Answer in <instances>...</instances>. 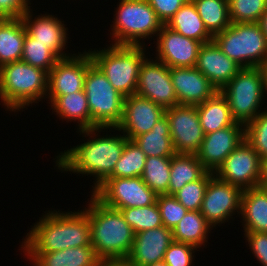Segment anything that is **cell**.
<instances>
[{"label": "cell", "mask_w": 267, "mask_h": 266, "mask_svg": "<svg viewBox=\"0 0 267 266\" xmlns=\"http://www.w3.org/2000/svg\"><path fill=\"white\" fill-rule=\"evenodd\" d=\"M231 23H257L267 9V0H228Z\"/></svg>", "instance_id": "obj_37"}, {"label": "cell", "mask_w": 267, "mask_h": 266, "mask_svg": "<svg viewBox=\"0 0 267 266\" xmlns=\"http://www.w3.org/2000/svg\"><path fill=\"white\" fill-rule=\"evenodd\" d=\"M221 51L242 68L267 64V39L257 23H231L213 36Z\"/></svg>", "instance_id": "obj_7"}, {"label": "cell", "mask_w": 267, "mask_h": 266, "mask_svg": "<svg viewBox=\"0 0 267 266\" xmlns=\"http://www.w3.org/2000/svg\"><path fill=\"white\" fill-rule=\"evenodd\" d=\"M259 187L267 188V158L261 160Z\"/></svg>", "instance_id": "obj_46"}, {"label": "cell", "mask_w": 267, "mask_h": 266, "mask_svg": "<svg viewBox=\"0 0 267 266\" xmlns=\"http://www.w3.org/2000/svg\"><path fill=\"white\" fill-rule=\"evenodd\" d=\"M84 92L94 127H117L123 117L124 99L93 63L86 72Z\"/></svg>", "instance_id": "obj_9"}, {"label": "cell", "mask_w": 267, "mask_h": 266, "mask_svg": "<svg viewBox=\"0 0 267 266\" xmlns=\"http://www.w3.org/2000/svg\"><path fill=\"white\" fill-rule=\"evenodd\" d=\"M47 90L48 72L43 69L22 60L0 67V100L11 113L39 103Z\"/></svg>", "instance_id": "obj_4"}, {"label": "cell", "mask_w": 267, "mask_h": 266, "mask_svg": "<svg viewBox=\"0 0 267 266\" xmlns=\"http://www.w3.org/2000/svg\"><path fill=\"white\" fill-rule=\"evenodd\" d=\"M240 217L243 232L267 233V188L258 186L242 191Z\"/></svg>", "instance_id": "obj_24"}, {"label": "cell", "mask_w": 267, "mask_h": 266, "mask_svg": "<svg viewBox=\"0 0 267 266\" xmlns=\"http://www.w3.org/2000/svg\"><path fill=\"white\" fill-rule=\"evenodd\" d=\"M197 249L190 244L173 241L166 250L163 261L167 266H193Z\"/></svg>", "instance_id": "obj_41"}, {"label": "cell", "mask_w": 267, "mask_h": 266, "mask_svg": "<svg viewBox=\"0 0 267 266\" xmlns=\"http://www.w3.org/2000/svg\"><path fill=\"white\" fill-rule=\"evenodd\" d=\"M23 252L33 266H100L102 262L96 256L91 244L55 252Z\"/></svg>", "instance_id": "obj_23"}, {"label": "cell", "mask_w": 267, "mask_h": 266, "mask_svg": "<svg viewBox=\"0 0 267 266\" xmlns=\"http://www.w3.org/2000/svg\"><path fill=\"white\" fill-rule=\"evenodd\" d=\"M169 121L174 151L179 154H197L204 132L200 125L197 106L177 105L165 109Z\"/></svg>", "instance_id": "obj_14"}, {"label": "cell", "mask_w": 267, "mask_h": 266, "mask_svg": "<svg viewBox=\"0 0 267 266\" xmlns=\"http://www.w3.org/2000/svg\"><path fill=\"white\" fill-rule=\"evenodd\" d=\"M195 67L219 91L242 69L238 63L221 51L214 40L202 44Z\"/></svg>", "instance_id": "obj_21"}, {"label": "cell", "mask_w": 267, "mask_h": 266, "mask_svg": "<svg viewBox=\"0 0 267 266\" xmlns=\"http://www.w3.org/2000/svg\"><path fill=\"white\" fill-rule=\"evenodd\" d=\"M31 0H0V18H20L31 6Z\"/></svg>", "instance_id": "obj_44"}, {"label": "cell", "mask_w": 267, "mask_h": 266, "mask_svg": "<svg viewBox=\"0 0 267 266\" xmlns=\"http://www.w3.org/2000/svg\"><path fill=\"white\" fill-rule=\"evenodd\" d=\"M213 227L200 211H188L172 229L173 241L190 244L196 248L205 247Z\"/></svg>", "instance_id": "obj_28"}, {"label": "cell", "mask_w": 267, "mask_h": 266, "mask_svg": "<svg viewBox=\"0 0 267 266\" xmlns=\"http://www.w3.org/2000/svg\"><path fill=\"white\" fill-rule=\"evenodd\" d=\"M146 48L110 44L101 50L87 51L113 88L126 98L136 93L140 66L148 54Z\"/></svg>", "instance_id": "obj_5"}, {"label": "cell", "mask_w": 267, "mask_h": 266, "mask_svg": "<svg viewBox=\"0 0 267 266\" xmlns=\"http://www.w3.org/2000/svg\"><path fill=\"white\" fill-rule=\"evenodd\" d=\"M250 251L261 266H267V233L244 232Z\"/></svg>", "instance_id": "obj_42"}, {"label": "cell", "mask_w": 267, "mask_h": 266, "mask_svg": "<svg viewBox=\"0 0 267 266\" xmlns=\"http://www.w3.org/2000/svg\"><path fill=\"white\" fill-rule=\"evenodd\" d=\"M206 172L197 155L175 153L171 157L168 195H174L185 184L197 181Z\"/></svg>", "instance_id": "obj_31"}, {"label": "cell", "mask_w": 267, "mask_h": 266, "mask_svg": "<svg viewBox=\"0 0 267 266\" xmlns=\"http://www.w3.org/2000/svg\"><path fill=\"white\" fill-rule=\"evenodd\" d=\"M261 158L244 139L217 168L214 175L242 190L259 186Z\"/></svg>", "instance_id": "obj_12"}, {"label": "cell", "mask_w": 267, "mask_h": 266, "mask_svg": "<svg viewBox=\"0 0 267 266\" xmlns=\"http://www.w3.org/2000/svg\"><path fill=\"white\" fill-rule=\"evenodd\" d=\"M206 29L214 36L231 25L228 0H192Z\"/></svg>", "instance_id": "obj_32"}, {"label": "cell", "mask_w": 267, "mask_h": 266, "mask_svg": "<svg viewBox=\"0 0 267 266\" xmlns=\"http://www.w3.org/2000/svg\"><path fill=\"white\" fill-rule=\"evenodd\" d=\"M214 175L207 171L200 179L185 184L173 196L188 210L200 211L209 179Z\"/></svg>", "instance_id": "obj_38"}, {"label": "cell", "mask_w": 267, "mask_h": 266, "mask_svg": "<svg viewBox=\"0 0 267 266\" xmlns=\"http://www.w3.org/2000/svg\"><path fill=\"white\" fill-rule=\"evenodd\" d=\"M147 266H167L166 263L162 260V261H158L156 263L153 264H149Z\"/></svg>", "instance_id": "obj_49"}, {"label": "cell", "mask_w": 267, "mask_h": 266, "mask_svg": "<svg viewBox=\"0 0 267 266\" xmlns=\"http://www.w3.org/2000/svg\"><path fill=\"white\" fill-rule=\"evenodd\" d=\"M156 203L160 210L163 225L171 230L188 212L173 195L160 194L157 196Z\"/></svg>", "instance_id": "obj_40"}, {"label": "cell", "mask_w": 267, "mask_h": 266, "mask_svg": "<svg viewBox=\"0 0 267 266\" xmlns=\"http://www.w3.org/2000/svg\"><path fill=\"white\" fill-rule=\"evenodd\" d=\"M165 115V109L137 94L124 99L123 117L117 128L129 140L152 130Z\"/></svg>", "instance_id": "obj_18"}, {"label": "cell", "mask_w": 267, "mask_h": 266, "mask_svg": "<svg viewBox=\"0 0 267 266\" xmlns=\"http://www.w3.org/2000/svg\"><path fill=\"white\" fill-rule=\"evenodd\" d=\"M261 26L262 32L264 33L266 39H267V9L266 11L262 14L259 22Z\"/></svg>", "instance_id": "obj_47"}, {"label": "cell", "mask_w": 267, "mask_h": 266, "mask_svg": "<svg viewBox=\"0 0 267 266\" xmlns=\"http://www.w3.org/2000/svg\"><path fill=\"white\" fill-rule=\"evenodd\" d=\"M133 141L146 157H172L176 153L166 115L156 122L151 131L135 137Z\"/></svg>", "instance_id": "obj_29"}, {"label": "cell", "mask_w": 267, "mask_h": 266, "mask_svg": "<svg viewBox=\"0 0 267 266\" xmlns=\"http://www.w3.org/2000/svg\"><path fill=\"white\" fill-rule=\"evenodd\" d=\"M92 194L104 205L117 210L155 204L158 196L141 177L107 178Z\"/></svg>", "instance_id": "obj_10"}, {"label": "cell", "mask_w": 267, "mask_h": 266, "mask_svg": "<svg viewBox=\"0 0 267 266\" xmlns=\"http://www.w3.org/2000/svg\"><path fill=\"white\" fill-rule=\"evenodd\" d=\"M219 92L227 99L232 118L246 125L265 103L262 67L242 68Z\"/></svg>", "instance_id": "obj_8"}, {"label": "cell", "mask_w": 267, "mask_h": 266, "mask_svg": "<svg viewBox=\"0 0 267 266\" xmlns=\"http://www.w3.org/2000/svg\"><path fill=\"white\" fill-rule=\"evenodd\" d=\"M46 212L22 239L21 252H55L91 244L90 222L82 209L74 212L51 209Z\"/></svg>", "instance_id": "obj_2"}, {"label": "cell", "mask_w": 267, "mask_h": 266, "mask_svg": "<svg viewBox=\"0 0 267 266\" xmlns=\"http://www.w3.org/2000/svg\"><path fill=\"white\" fill-rule=\"evenodd\" d=\"M31 8H29L20 18L26 29V33L36 39L37 42L46 44L47 47L59 58L72 56V53H66L69 43L68 28L64 21L54 15L41 14L34 17ZM34 18V19H33ZM66 46V48H65ZM65 49V50H64Z\"/></svg>", "instance_id": "obj_19"}, {"label": "cell", "mask_w": 267, "mask_h": 266, "mask_svg": "<svg viewBox=\"0 0 267 266\" xmlns=\"http://www.w3.org/2000/svg\"><path fill=\"white\" fill-rule=\"evenodd\" d=\"M172 242V230L164 225L141 231L135 234L132 249L127 259L138 266H147L162 261Z\"/></svg>", "instance_id": "obj_22"}, {"label": "cell", "mask_w": 267, "mask_h": 266, "mask_svg": "<svg viewBox=\"0 0 267 266\" xmlns=\"http://www.w3.org/2000/svg\"><path fill=\"white\" fill-rule=\"evenodd\" d=\"M46 98H49L46 101H49L52 111L54 110V114L61 120L77 122L78 131L92 128V118L84 91Z\"/></svg>", "instance_id": "obj_25"}, {"label": "cell", "mask_w": 267, "mask_h": 266, "mask_svg": "<svg viewBox=\"0 0 267 266\" xmlns=\"http://www.w3.org/2000/svg\"><path fill=\"white\" fill-rule=\"evenodd\" d=\"M170 166L171 157H147L140 177L157 195L168 194Z\"/></svg>", "instance_id": "obj_33"}, {"label": "cell", "mask_w": 267, "mask_h": 266, "mask_svg": "<svg viewBox=\"0 0 267 266\" xmlns=\"http://www.w3.org/2000/svg\"><path fill=\"white\" fill-rule=\"evenodd\" d=\"M244 139L245 125L235 122L229 127L205 134L196 155L202 166L214 173Z\"/></svg>", "instance_id": "obj_17"}, {"label": "cell", "mask_w": 267, "mask_h": 266, "mask_svg": "<svg viewBox=\"0 0 267 266\" xmlns=\"http://www.w3.org/2000/svg\"><path fill=\"white\" fill-rule=\"evenodd\" d=\"M146 154L133 140H126L120 159L108 178L140 177L143 173Z\"/></svg>", "instance_id": "obj_34"}, {"label": "cell", "mask_w": 267, "mask_h": 266, "mask_svg": "<svg viewBox=\"0 0 267 266\" xmlns=\"http://www.w3.org/2000/svg\"><path fill=\"white\" fill-rule=\"evenodd\" d=\"M242 191L240 187L224 182L215 175L209 179L200 212L213 229L228 222L236 213L240 216Z\"/></svg>", "instance_id": "obj_11"}, {"label": "cell", "mask_w": 267, "mask_h": 266, "mask_svg": "<svg viewBox=\"0 0 267 266\" xmlns=\"http://www.w3.org/2000/svg\"><path fill=\"white\" fill-rule=\"evenodd\" d=\"M197 112L204 134L229 127L236 122L232 118L227 99L220 92L197 105Z\"/></svg>", "instance_id": "obj_30"}, {"label": "cell", "mask_w": 267, "mask_h": 266, "mask_svg": "<svg viewBox=\"0 0 267 266\" xmlns=\"http://www.w3.org/2000/svg\"><path fill=\"white\" fill-rule=\"evenodd\" d=\"M92 64V57L86 50L59 59L48 73L47 96L84 91L86 72Z\"/></svg>", "instance_id": "obj_15"}, {"label": "cell", "mask_w": 267, "mask_h": 266, "mask_svg": "<svg viewBox=\"0 0 267 266\" xmlns=\"http://www.w3.org/2000/svg\"><path fill=\"white\" fill-rule=\"evenodd\" d=\"M104 130L108 132L116 130L121 134L98 135L100 132H107ZM76 132L89 139L73 148L61 151L55 157L57 158L55 166L62 172L93 176L95 180L92 193L113 173L128 138L117 127H94Z\"/></svg>", "instance_id": "obj_1"}, {"label": "cell", "mask_w": 267, "mask_h": 266, "mask_svg": "<svg viewBox=\"0 0 267 266\" xmlns=\"http://www.w3.org/2000/svg\"><path fill=\"white\" fill-rule=\"evenodd\" d=\"M21 60L49 73L59 58L46 44L37 42L36 39L26 33Z\"/></svg>", "instance_id": "obj_36"}, {"label": "cell", "mask_w": 267, "mask_h": 266, "mask_svg": "<svg viewBox=\"0 0 267 266\" xmlns=\"http://www.w3.org/2000/svg\"><path fill=\"white\" fill-rule=\"evenodd\" d=\"M119 210L134 234L163 226L157 203L145 207L121 208Z\"/></svg>", "instance_id": "obj_35"}, {"label": "cell", "mask_w": 267, "mask_h": 266, "mask_svg": "<svg viewBox=\"0 0 267 266\" xmlns=\"http://www.w3.org/2000/svg\"><path fill=\"white\" fill-rule=\"evenodd\" d=\"M25 36L21 18H0V67L21 60Z\"/></svg>", "instance_id": "obj_27"}, {"label": "cell", "mask_w": 267, "mask_h": 266, "mask_svg": "<svg viewBox=\"0 0 267 266\" xmlns=\"http://www.w3.org/2000/svg\"><path fill=\"white\" fill-rule=\"evenodd\" d=\"M156 38L155 59L169 68L196 66L202 42L187 38L166 25L162 26Z\"/></svg>", "instance_id": "obj_16"}, {"label": "cell", "mask_w": 267, "mask_h": 266, "mask_svg": "<svg viewBox=\"0 0 267 266\" xmlns=\"http://www.w3.org/2000/svg\"><path fill=\"white\" fill-rule=\"evenodd\" d=\"M100 266H138L130 262L127 258L109 259L101 262Z\"/></svg>", "instance_id": "obj_45"}, {"label": "cell", "mask_w": 267, "mask_h": 266, "mask_svg": "<svg viewBox=\"0 0 267 266\" xmlns=\"http://www.w3.org/2000/svg\"><path fill=\"white\" fill-rule=\"evenodd\" d=\"M262 74H263V94H264L263 99L267 100V98H265L267 94V64L262 67Z\"/></svg>", "instance_id": "obj_48"}, {"label": "cell", "mask_w": 267, "mask_h": 266, "mask_svg": "<svg viewBox=\"0 0 267 266\" xmlns=\"http://www.w3.org/2000/svg\"><path fill=\"white\" fill-rule=\"evenodd\" d=\"M148 57L147 55L140 66L135 94L153 101L164 109L179 105L170 68L161 61Z\"/></svg>", "instance_id": "obj_13"}, {"label": "cell", "mask_w": 267, "mask_h": 266, "mask_svg": "<svg viewBox=\"0 0 267 266\" xmlns=\"http://www.w3.org/2000/svg\"><path fill=\"white\" fill-rule=\"evenodd\" d=\"M87 203L83 211L88 215L96 256L101 261L127 258L135 234L120 210L104 205L92 193Z\"/></svg>", "instance_id": "obj_3"}, {"label": "cell", "mask_w": 267, "mask_h": 266, "mask_svg": "<svg viewBox=\"0 0 267 266\" xmlns=\"http://www.w3.org/2000/svg\"><path fill=\"white\" fill-rule=\"evenodd\" d=\"M111 24L113 45L145 46V41L157 36L163 23L147 0H119Z\"/></svg>", "instance_id": "obj_6"}, {"label": "cell", "mask_w": 267, "mask_h": 266, "mask_svg": "<svg viewBox=\"0 0 267 266\" xmlns=\"http://www.w3.org/2000/svg\"><path fill=\"white\" fill-rule=\"evenodd\" d=\"M166 26L187 38L202 43L213 40V35L206 29L192 0H187Z\"/></svg>", "instance_id": "obj_26"}, {"label": "cell", "mask_w": 267, "mask_h": 266, "mask_svg": "<svg viewBox=\"0 0 267 266\" xmlns=\"http://www.w3.org/2000/svg\"><path fill=\"white\" fill-rule=\"evenodd\" d=\"M257 115L245 125V140L259 154L261 160L267 158V110Z\"/></svg>", "instance_id": "obj_39"}, {"label": "cell", "mask_w": 267, "mask_h": 266, "mask_svg": "<svg viewBox=\"0 0 267 266\" xmlns=\"http://www.w3.org/2000/svg\"><path fill=\"white\" fill-rule=\"evenodd\" d=\"M170 75L179 105L197 106L219 92L196 67L170 68Z\"/></svg>", "instance_id": "obj_20"}, {"label": "cell", "mask_w": 267, "mask_h": 266, "mask_svg": "<svg viewBox=\"0 0 267 266\" xmlns=\"http://www.w3.org/2000/svg\"><path fill=\"white\" fill-rule=\"evenodd\" d=\"M187 0H147L158 19L166 25Z\"/></svg>", "instance_id": "obj_43"}]
</instances>
